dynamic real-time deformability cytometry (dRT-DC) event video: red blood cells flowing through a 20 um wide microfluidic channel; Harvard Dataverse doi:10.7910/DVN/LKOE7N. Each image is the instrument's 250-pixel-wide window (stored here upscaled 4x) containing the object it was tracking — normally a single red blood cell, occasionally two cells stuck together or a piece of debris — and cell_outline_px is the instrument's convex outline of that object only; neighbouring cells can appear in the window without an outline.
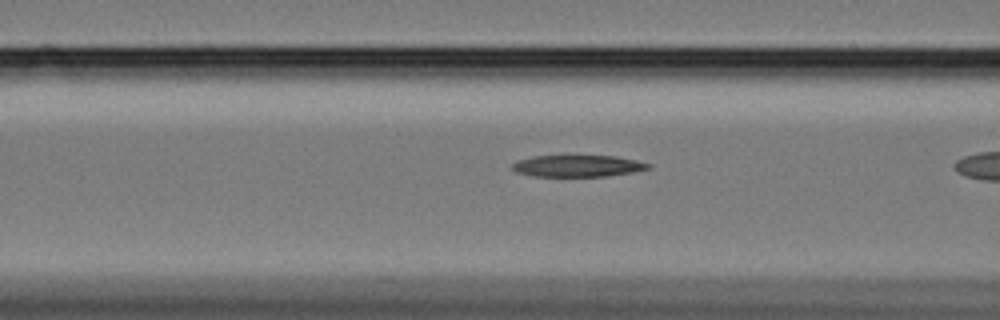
{"species": "Egyptian fruit bat (a non-hibernating species)", "species_latin": "Rousettus aegyptiacus", "temperature_condition": "cold", "stored_images_in_passage": 8, "camera_frame_rate_fps": 3000, "um_per_image_px": 0.085, "animal": {"sex": "female"}, "frame": {"image": 1, "passage_image": 7, "time_ms": 2.0, "image_size_px": [1000, 320], "cell_outline_px": [[652, 168], [632, 172], [608, 176], [532, 176], [516, 172], [512, 168], [512, 164], [516, 160], [532, 156], [616, 156], [636, 160], [652, 164]], "centroid_in_image_um": [49.11, 14.1], "position_along_channel_um": 117.5, "area_um2": 17.22}}